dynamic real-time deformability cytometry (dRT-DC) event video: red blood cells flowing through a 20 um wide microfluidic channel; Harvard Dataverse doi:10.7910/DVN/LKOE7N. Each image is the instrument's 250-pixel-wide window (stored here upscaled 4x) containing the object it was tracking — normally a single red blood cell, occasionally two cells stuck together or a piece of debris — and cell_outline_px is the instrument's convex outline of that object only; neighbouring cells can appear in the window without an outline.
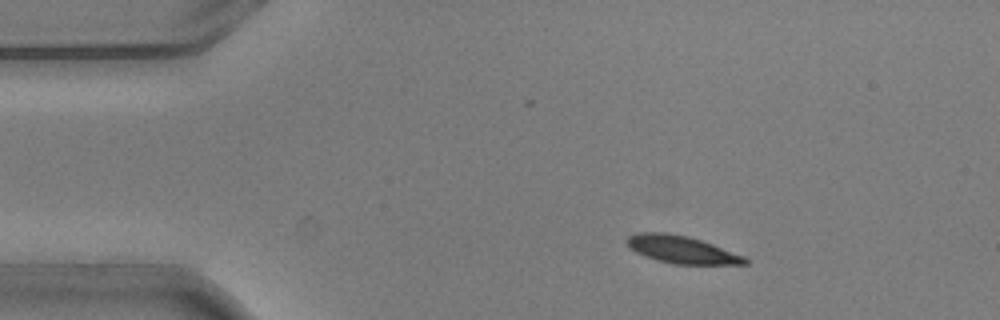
{"species": "common noctule bat (a hibernating species)", "species_latin": "Nyctalus noctula", "temperature_condition": "warm", "stored_images_in_passage": 3, "camera_frame_rate_fps": 3000, "um_per_image_px": 0.085, "animal": {"sex": "male", "body_mass_g": 20.5, "forearm_length_mm": 52.5}, "frame": {"image": 1, "passage_image": 2, "time_ms": 0.333, "image_size_px": [1000, 320], "cell_outline_px": [[748, 264], [676, 264], [656, 260], [644, 256], [636, 252], [624, 240], [628, 236], [640, 232], [664, 232], [688, 236], [712, 244], [744, 256], [748, 260]], "centroid_in_image_um": [57.92, 21.21], "position_along_channel_um": 27.1, "area_um2": 18.73}}